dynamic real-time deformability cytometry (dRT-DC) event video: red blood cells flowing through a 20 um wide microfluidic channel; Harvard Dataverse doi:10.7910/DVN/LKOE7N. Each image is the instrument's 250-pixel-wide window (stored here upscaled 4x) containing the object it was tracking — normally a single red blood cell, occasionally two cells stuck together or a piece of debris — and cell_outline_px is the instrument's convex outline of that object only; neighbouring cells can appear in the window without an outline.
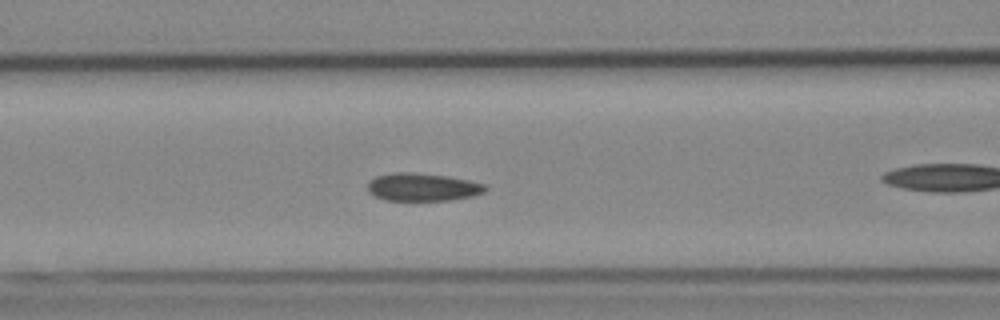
{"species": "Egyptian fruit bat (a non-hibernating species)", "species_latin": "Rousettus aegyptiacus", "temperature_condition": "cold", "stored_images_in_passage": 37, "camera_frame_rate_fps": 3000, "um_per_image_px": 0.085, "animal": {"sex": "female"}, "frame": {"image": 1, "passage_image": 6, "time_ms": 1.667, "image_size_px": [1000, 320], "cell_outline_px": [[488, 188], [484, 192], [472, 196], [448, 200], [384, 200], [368, 192], [368, 180], [376, 176], [392, 172], [412, 172], [448, 176], [468, 180], [484, 184]], "centroid_in_image_um": [35.89, 15.89], "position_along_channel_um": 130.7, "area_um2": 19.13}}
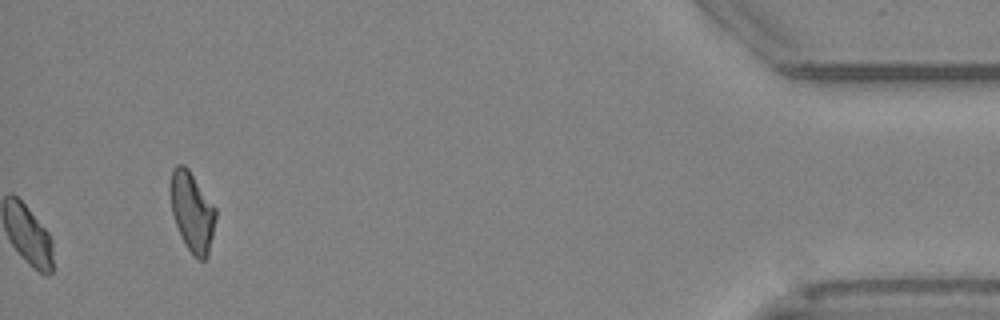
{"frame": {"image": 2, "passage_image": 37, "time_ms": 12.0, "image_size_px": [1000, 320], "cell_outline_px": [[216, 216], [208, 256], [204, 260], [200, 260], [188, 248], [176, 224], [172, 212], [168, 192], [168, 184], [172, 168], [176, 164], [184, 164], [188, 168], [216, 208]], "centroid_in_image_um": [16.29, 17.91], "position_along_channel_um": 418.9, "area_um2": 21.04}, "authors_computed_cell_mechanics": {"area_um2": 18.6694, "velocity_mm_per_s": 3.8397, "shape_relaxation_time_tau1_ms": null, "shape_relaxation_time_tau2_ms": 0.8156, "deformation_change_tau1": null, "deformation_change_tau2": 0.0218}}